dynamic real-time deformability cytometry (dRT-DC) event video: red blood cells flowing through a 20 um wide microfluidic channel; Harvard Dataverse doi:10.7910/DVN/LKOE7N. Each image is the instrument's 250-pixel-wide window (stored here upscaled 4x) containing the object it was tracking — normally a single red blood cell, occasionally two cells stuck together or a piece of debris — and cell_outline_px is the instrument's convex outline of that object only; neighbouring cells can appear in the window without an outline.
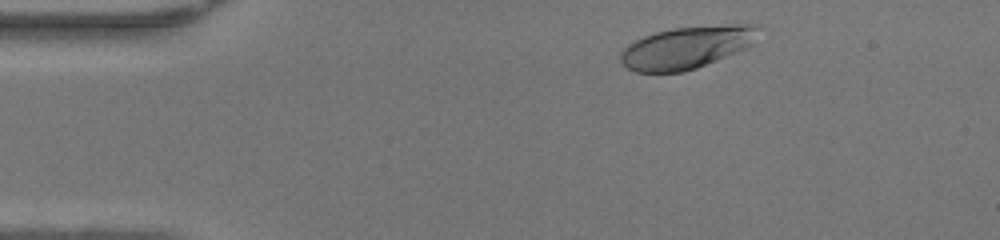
{"species": "human", "species_latin": "Homo sapiens", "temperature_condition": "warm", "stored_images_in_passage": 44, "camera_frame_rate_fps": 3000, "um_per_image_px": 0.085, "donor": {"sex": "female"}, "frame": {"image": 1, "passage_image": 3, "time_ms": 0.667, "image_size_px": [1000, 240], "cell_outline_px": [[760, 28], [752, 44], [748, 48], [696, 68], [684, 72], [636, 72], [620, 64], [620, 52], [628, 44], [644, 36], [656, 32], [672, 28], [744, 20], [760, 24]], "centroid_in_image_um": [58.48, 3.97], "position_along_channel_um": 26.5, "area_um2": 35.26}}
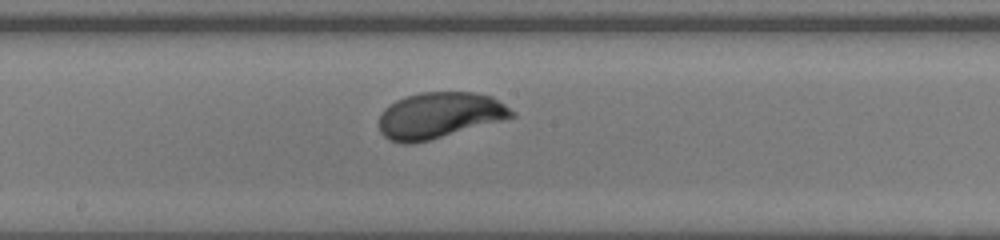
{"frame": {"image": 2, "passage_image": 21, "time_ms": 6.667, "image_size_px": [1000, 240], "cell_outline_px": [[516, 116], [428, 140], [412, 144], [404, 144], [388, 140], [380, 132], [380, 112], [388, 104], [404, 96], [420, 92], [476, 92], [492, 96], [516, 112]], "centroid_in_image_um": [37.31, 9.79], "position_along_channel_um": 210.9, "area_um2": 35.6}}
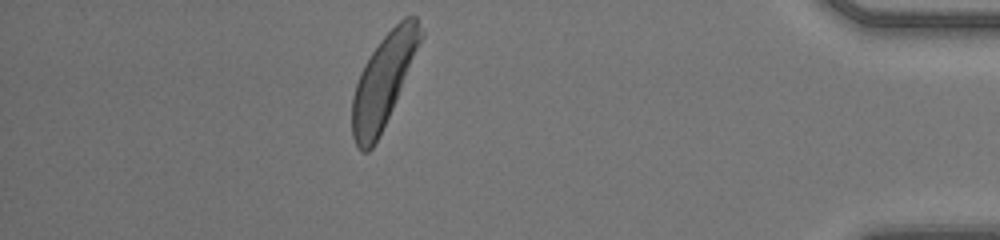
{"frame": {"image": 3, "passage_image": 38, "time_ms": 12.333, "image_size_px": [1000, 240], "cell_outline_px": [[424, 36], [396, 100], [372, 148], [368, 152], [364, 152], [356, 144], [352, 136], [352, 96], [360, 72], [364, 64], [380, 40], [404, 16], [416, 16], [424, 32]], "centroid_in_image_um": [32.6, 6.81], "position_along_channel_um": 402.6, "area_um2": 36.13}, "authors_computed_cell_mechanics": {"area_um2": 35.5181, "velocity_mm_per_s": 4.2086, "shape_relaxation_time_tau1_ms": 3.7214, "shape_relaxation_time_tau2_ms": null, "deformation_change_tau1": 0.2006, "deformation_change_tau2": null}}